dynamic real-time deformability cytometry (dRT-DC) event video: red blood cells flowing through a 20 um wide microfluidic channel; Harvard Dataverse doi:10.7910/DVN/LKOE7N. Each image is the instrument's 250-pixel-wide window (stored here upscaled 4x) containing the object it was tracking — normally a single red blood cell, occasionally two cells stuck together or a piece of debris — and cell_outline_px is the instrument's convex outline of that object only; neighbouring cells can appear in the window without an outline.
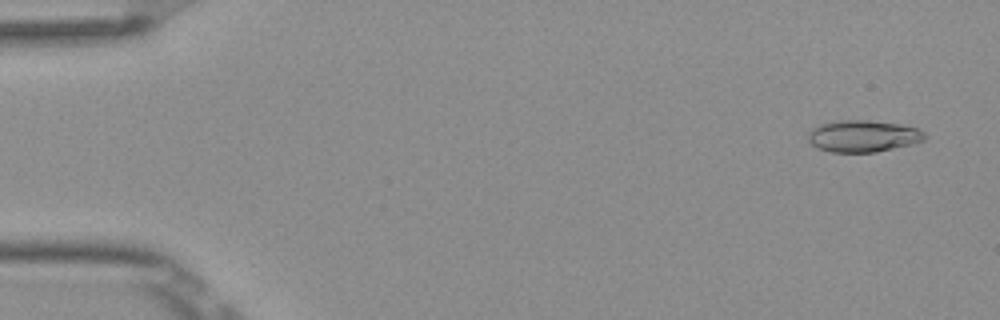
{"species": "Egyptian fruit bat (a non-hibernating species)", "species_latin": "Rousettus aegyptiacus", "temperature_condition": "room temperature", "stored_images_in_passage": 49, "camera_frame_rate_fps": 3000, "um_per_image_px": 0.085, "frame": {"image": 1, "passage_image": 3, "time_ms": 0.667, "image_size_px": [1000, 320], "cell_outline_px": [[928, 136], [924, 140], [912, 144], [876, 152], [832, 152], [816, 148], [808, 140], [808, 132], [812, 128], [820, 124], [836, 120], [868, 120], [900, 124], [916, 128], [924, 132]], "centroid_in_image_um": [73.35, 11.56], "position_along_channel_um": 11.7, "area_um2": 21.73}}
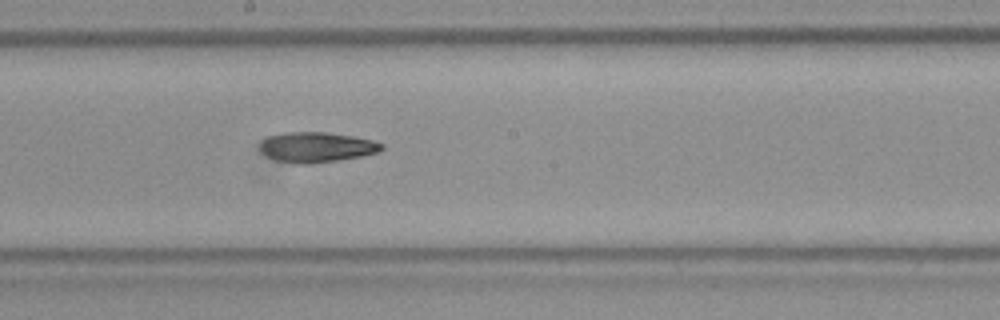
{"frame": {"image": 2, "passage_image": 29, "time_ms": 9.333, "image_size_px": [1000, 320], "cell_outline_px": [[384, 148], [380, 152], [364, 156], [308, 164], [296, 164], [276, 160], [260, 152], [260, 144], [268, 136], [284, 132], [328, 132], [352, 136], [372, 140], [384, 144]], "centroid_in_image_um": [26.93, 12.51], "position_along_channel_um": 221.3, "area_um2": 21.5}}
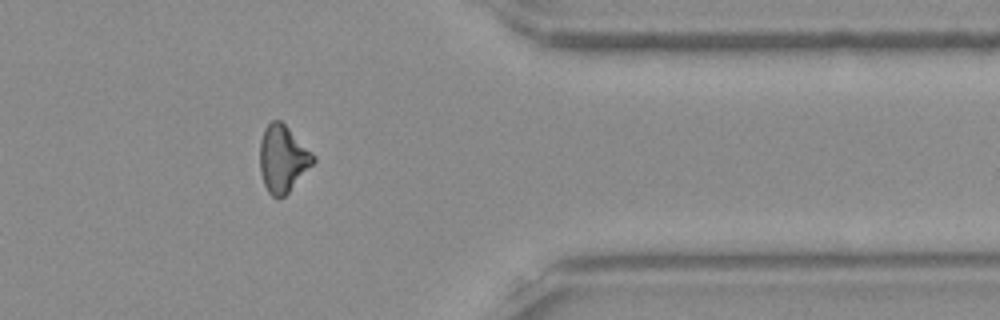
{"frame": {"image": 3, "passage_image": 43, "time_ms": 14.0, "image_size_px": [1000, 320], "cell_outline_px": [[316, 160], [288, 192], [280, 200], [276, 200], [268, 192], [264, 184], [260, 172], [260, 140], [264, 128], [272, 120], [280, 120], [316, 156]], "centroid_in_image_um": [24.02, 13.51], "position_along_channel_um": 387.4, "area_um2": 20.75}}